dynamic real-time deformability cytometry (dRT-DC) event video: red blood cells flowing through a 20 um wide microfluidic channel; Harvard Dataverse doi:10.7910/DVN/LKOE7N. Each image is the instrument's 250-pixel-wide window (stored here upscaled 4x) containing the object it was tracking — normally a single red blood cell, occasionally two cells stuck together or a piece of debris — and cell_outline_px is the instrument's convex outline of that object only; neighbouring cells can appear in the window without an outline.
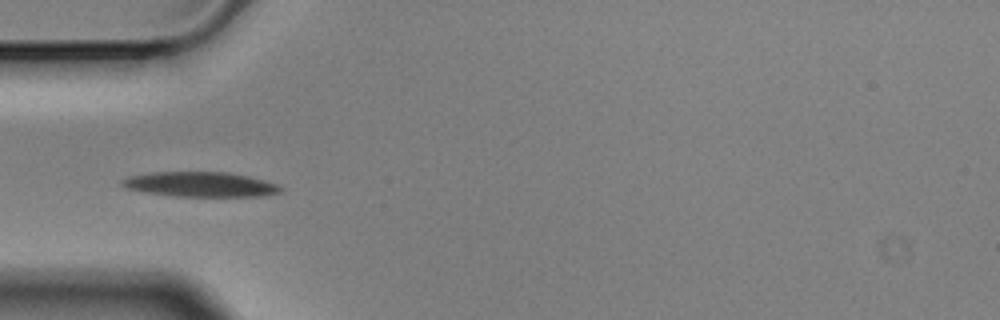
{"species": "Egyptian fruit bat (a non-hibernating species)", "species_latin": "Rousettus aegyptiacus", "temperature_condition": "cold", "stored_images_in_passage": 5, "camera_frame_rate_fps": 3000, "um_per_image_px": 0.085, "animal": {"sex": "male"}, "frame": {"image": 1, "passage_image": 3, "time_ms": 0.667, "image_size_px": [1000, 320], "cell_outline_px": [[284, 188], [280, 192], [264, 196], [172, 196], [148, 192], [128, 188], [120, 184], [120, 180], [128, 176], [152, 172], [228, 172], [248, 176], [280, 184]], "centroid_in_image_um": [17.07, 15.66], "position_along_channel_um": 67.9, "area_um2": 23.0}}
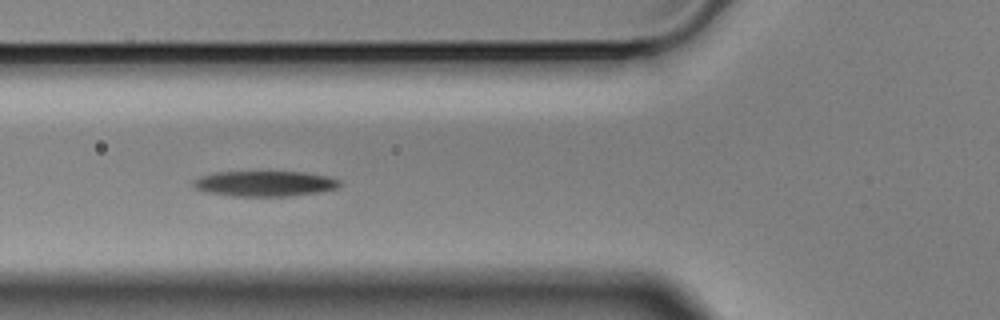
{"frame": {"image": 2, "passage_image": 4, "time_ms": 1.0, "image_size_px": [1000, 320], "cell_outline_px": [[340, 184], [336, 188], [316, 192], [288, 196], [232, 196], [204, 192], [196, 188], [192, 184], [192, 180], [200, 176], [216, 172], [304, 172], [328, 176], [340, 180]], "centroid_in_image_um": [22.45, 15.6], "position_along_channel_um": 103.4, "area_um2": 21.62}}
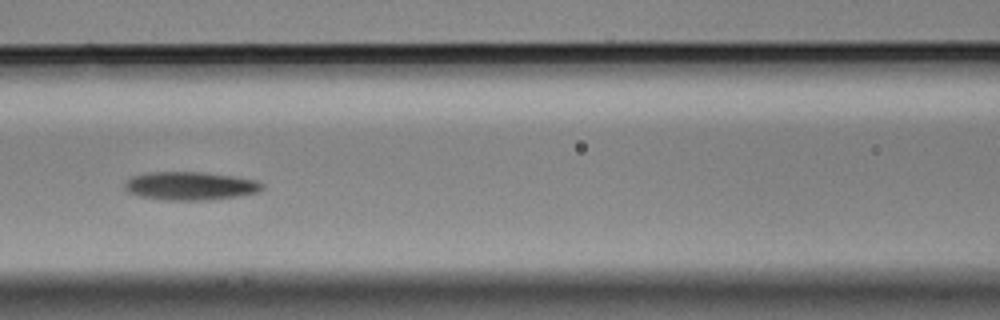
{"frame": {"image": 3, "passage_image": 5, "time_ms": 1.333, "image_size_px": [1000, 320], "cell_outline_px": [[264, 188], [260, 192], [236, 196], [208, 200], [168, 200], [140, 196], [128, 192], [124, 188], [124, 184], [132, 176], [144, 172], [204, 172], [232, 176], [256, 180], [264, 184]], "centroid_in_image_um": [16.18, 15.79], "position_along_channel_um": 150.4, "area_um2": 22.72}}